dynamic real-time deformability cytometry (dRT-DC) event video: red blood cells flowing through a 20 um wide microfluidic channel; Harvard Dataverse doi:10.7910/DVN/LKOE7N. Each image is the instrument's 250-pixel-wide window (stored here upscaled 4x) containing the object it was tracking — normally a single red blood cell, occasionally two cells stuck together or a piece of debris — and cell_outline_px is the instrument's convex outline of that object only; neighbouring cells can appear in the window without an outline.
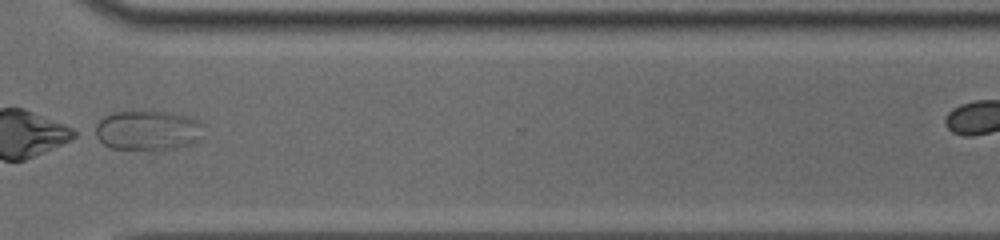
{"species": "common noctule bat (a hibernating species)", "species_latin": "Nyctalus noctula", "temperature_condition": "cold", "stored_images_in_passage": 29, "camera_frame_rate_fps": 3000, "um_per_image_px": 0.085, "animal": {"sex": "male", "body_mass_g": 19.0, "forearm_length_mm": 50.8}, "frame": {"image": 1, "passage_image": 25, "time_ms": 8.0, "image_size_px": [1000, 240], "cell_outline_px": [[204, 124], [200, 140], [192, 144], [176, 148], [112, 148], [104, 144], [92, 136], [88, 132], [104, 116], [112, 112], [148, 108], [172, 112], [188, 116], [200, 120]], "centroid_in_image_um": [12.52, 11.01], "position_along_channel_um": 358.1, "area_um2": 26.24}}